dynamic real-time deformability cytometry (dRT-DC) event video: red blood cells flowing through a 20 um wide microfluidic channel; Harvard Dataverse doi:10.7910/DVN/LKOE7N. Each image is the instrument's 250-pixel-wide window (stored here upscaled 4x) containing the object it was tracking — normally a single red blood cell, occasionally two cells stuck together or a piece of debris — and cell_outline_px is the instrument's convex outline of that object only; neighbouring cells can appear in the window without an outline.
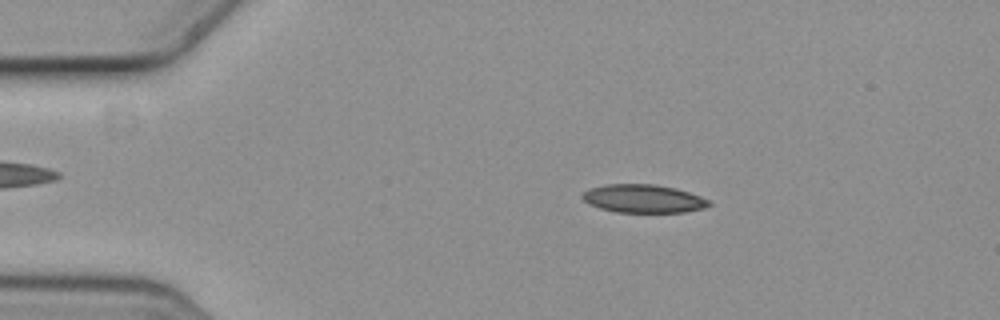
{"species": "common noctule bat (a hibernating species)", "species_latin": "Nyctalus noctula", "temperature_condition": "cold", "stored_images_in_passage": 4, "camera_frame_rate_fps": 3000, "um_per_image_px": 0.085, "animal": {"sex": "female", "body_mass_g": 19.3, "forearm_length_mm": 54.1}, "frame": {"image": 1, "passage_image": 2, "time_ms": 0.333, "image_size_px": [1000, 320], "cell_outline_px": [[712, 204], [704, 208], [684, 212], [616, 212], [600, 208], [588, 204], [580, 196], [584, 192], [592, 188], [608, 184], [652, 184], [676, 188], [700, 196], [708, 200]], "centroid_in_image_um": [54.68, 16.89], "position_along_channel_um": 30.3, "area_um2": 20.69}}